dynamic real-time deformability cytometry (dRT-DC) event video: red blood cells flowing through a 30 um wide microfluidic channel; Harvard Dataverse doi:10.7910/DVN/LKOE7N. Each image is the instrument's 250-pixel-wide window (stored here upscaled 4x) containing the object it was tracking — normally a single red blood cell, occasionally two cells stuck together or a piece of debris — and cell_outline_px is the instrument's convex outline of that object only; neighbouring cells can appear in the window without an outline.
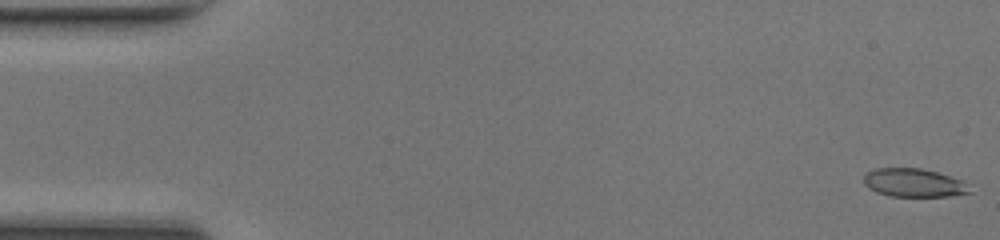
{"species": "common noctule bat (a hibernating species)", "species_latin": "Nyctalus noctula", "temperature_condition": "room temperature", "stored_images_in_passage": 48, "camera_frame_rate_fps": 3000, "um_per_image_px": 0.085, "animal": {"sex": "female", "body_mass_g": 17.0, "forearm_length_mm": 48.0}, "frame": {"image": 1, "passage_image": 1, "time_ms": 0.0, "image_size_px": [1000, 240], "cell_outline_px": [[972, 192], [948, 196], [888, 196], [876, 192], [868, 188], [864, 184], [864, 176], [868, 172], [876, 168], [920, 168], [936, 172], [964, 180]], "centroid_in_image_um": [77.67, 15.54], "position_along_channel_um": 7.3, "area_um2": 17.51}}
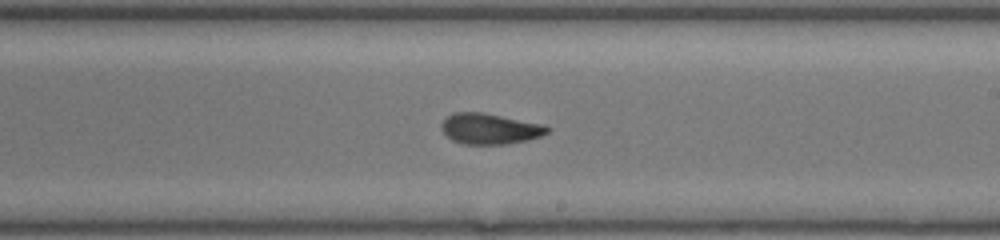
{"frame": {"image": 2, "passage_image": 28, "time_ms": 9.0, "image_size_px": [1000, 240], "cell_outline_px": [[552, 128], [548, 132], [540, 136], [528, 140], [504, 144], [464, 144], [452, 140], [440, 128], [440, 124], [452, 112], [484, 112], [544, 124]], "centroid_in_image_um": [41.65, 10.93], "position_along_channel_um": 247.4, "area_um2": 19.07}}
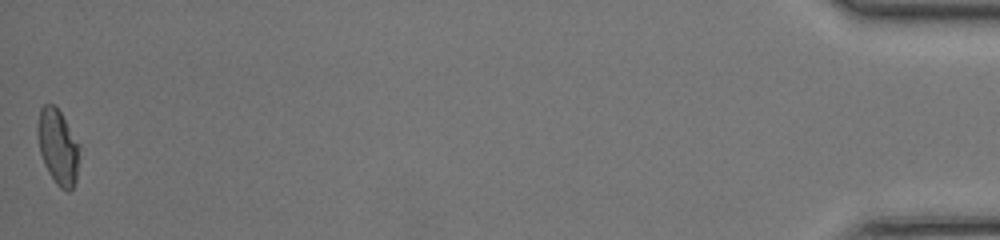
{"frame": {"image": 3, "passage_image": 48, "time_ms": 15.667, "image_size_px": [1000, 240], "cell_outline_px": [[80, 144], [76, 180], [72, 188], [68, 192], [60, 188], [56, 184], [48, 172], [44, 164], [40, 152], [36, 132], [36, 124], [40, 108], [44, 104], [52, 104], [60, 112]], "centroid_in_image_um": [4.91, 12.48], "position_along_channel_um": 430.3, "area_um2": 18.5}, "authors_computed_cell_mechanics": {"area_um2": 18.9006, "velocity_mm_per_s": 4.3283, "shape_relaxation_time_tau1_ms": 4.7924, "shape_relaxation_time_tau2_ms": 1.5671, "deformation_change_tau1": 0.1886, "deformation_change_tau2": 0.0803}}